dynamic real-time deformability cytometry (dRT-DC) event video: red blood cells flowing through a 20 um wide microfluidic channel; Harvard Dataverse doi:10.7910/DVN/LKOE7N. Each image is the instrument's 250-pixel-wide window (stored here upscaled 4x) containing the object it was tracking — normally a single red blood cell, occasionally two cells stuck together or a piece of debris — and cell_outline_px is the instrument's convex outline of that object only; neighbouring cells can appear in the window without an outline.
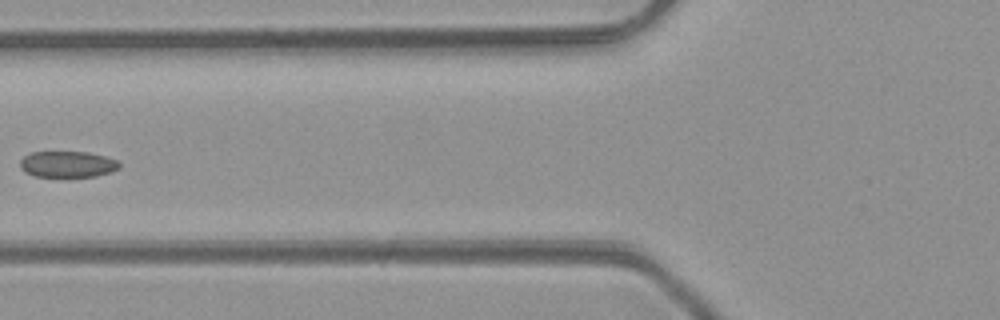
{"species": "common noctule bat (a hibernating species)", "species_latin": "Nyctalus noctula", "temperature_condition": "room temperature", "stored_images_in_passage": 4, "camera_frame_rate_fps": 3000, "um_per_image_px": 0.085, "animal": {"sex": "male", "body_mass_g": 23.1, "forearm_length_mm": 52.7}, "frame": {"image": 1, "passage_image": 4, "time_ms": 3.667, "image_size_px": [1000, 320], "cell_outline_px": [[120, 168], [112, 172], [96, 176], [68, 180], [64, 180], [36, 176], [24, 172], [20, 168], [20, 160], [24, 156], [32, 152], [88, 152], [104, 156], [116, 160], [120, 164]], "centroid_in_image_um": [5.73, 14.02], "position_along_channel_um": 120.1, "area_um2": 16.01}}